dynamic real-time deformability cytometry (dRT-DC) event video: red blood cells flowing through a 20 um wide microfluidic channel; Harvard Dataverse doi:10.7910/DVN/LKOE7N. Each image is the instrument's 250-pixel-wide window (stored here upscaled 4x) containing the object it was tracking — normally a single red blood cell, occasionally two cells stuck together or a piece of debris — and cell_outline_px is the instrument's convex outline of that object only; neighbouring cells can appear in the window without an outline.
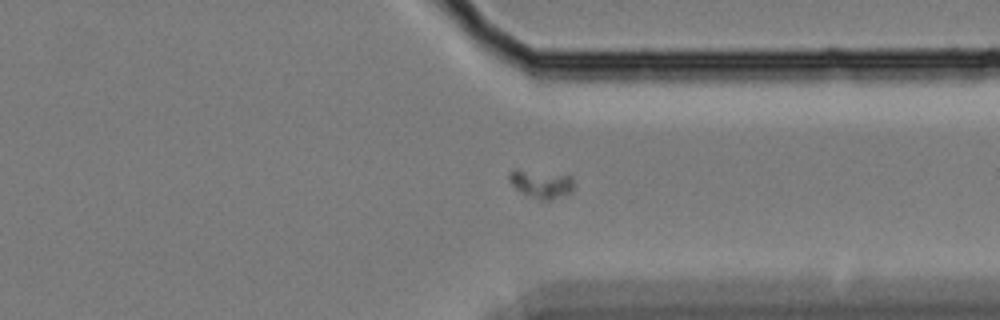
{"species": "Egyptian fruit bat (a non-hibernating species)", "species_latin": "Rousettus aegyptiacus", "temperature_condition": "cold", "stored_images_in_passage": 68, "camera_frame_rate_fps": 3000, "um_per_image_px": 0.085, "animal": {"sex": "female"}, "frame": {"image": 1, "passage_image": 53, "time_ms": 17.333, "image_size_px": [1000, 320], "cell_outline_px": [[572, 188], [568, 192], [548, 200], [544, 200], [520, 192], [508, 180], [508, 176], [516, 168], [572, 176]], "centroid_in_image_um": [45.94, 15.59], "position_along_channel_um": 365.5, "area_um2": 10.17}}
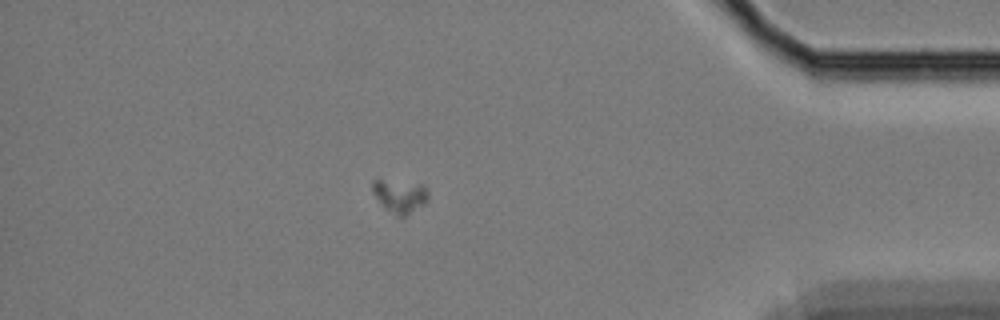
{"frame": {"image": 2, "passage_image": 60, "time_ms": 19.667, "image_size_px": [1000, 320], "cell_outline_px": [[428, 200], [424, 204], [404, 216], [396, 216], [372, 192], [372, 180], [380, 180], [420, 184], [428, 192]], "centroid_in_image_um": [34.01, 16.65], "position_along_channel_um": 401.2, "area_um2": 10.17}}